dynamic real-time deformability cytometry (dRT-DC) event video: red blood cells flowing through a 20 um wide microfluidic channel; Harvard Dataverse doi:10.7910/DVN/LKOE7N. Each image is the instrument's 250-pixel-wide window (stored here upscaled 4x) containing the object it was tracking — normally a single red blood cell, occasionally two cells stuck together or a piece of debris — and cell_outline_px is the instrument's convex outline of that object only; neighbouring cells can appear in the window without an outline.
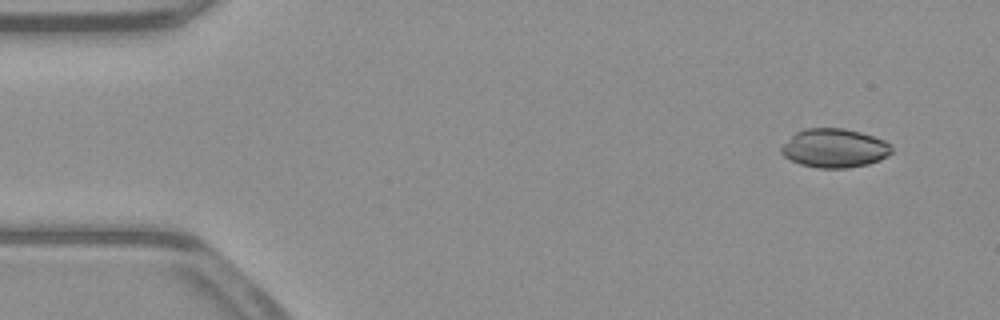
{"species": "common noctule bat (a hibernating species)", "species_latin": "Nyctalus noctula", "temperature_condition": "warm", "stored_images_in_passage": 52, "camera_frame_rate_fps": 3000, "um_per_image_px": 0.085, "animal": {"sex": "male", "body_mass_g": 23.1, "forearm_length_mm": 52.7}, "frame": {"image": 1, "passage_image": 4, "time_ms": 1.0, "image_size_px": [1000, 320], "cell_outline_px": [[892, 152], [888, 156], [880, 160], [868, 164], [848, 168], [816, 168], [800, 164], [784, 156], [780, 152], [780, 148], [796, 132], [804, 128], [844, 128], [860, 132], [884, 140], [892, 144]], "centroid_in_image_um": [70.95, 12.6], "position_along_channel_um": 14.0, "area_um2": 25.09}}
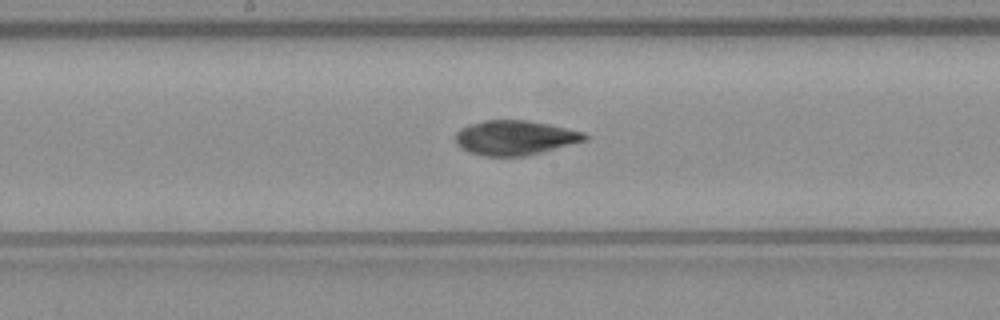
{"frame": {"image": 2, "passage_image": 27, "time_ms": 8.667, "image_size_px": [1000, 320], "cell_outline_px": [[588, 140], [524, 156], [480, 156], [468, 152], [460, 148], [456, 144], [456, 132], [460, 128], [468, 124], [484, 120], [528, 120], [548, 124], [584, 132], [588, 136]], "centroid_in_image_um": [43.73, 11.7], "position_along_channel_um": 204.5, "area_um2": 26.18}}
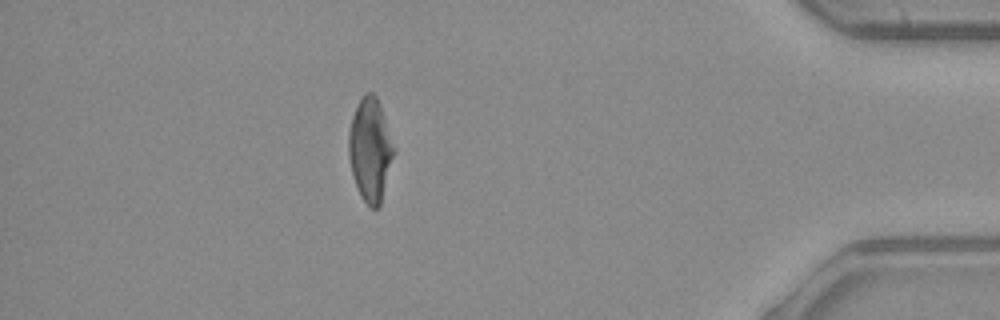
{"frame": {"image": 3, "passage_image": 46, "time_ms": 15.0, "image_size_px": [1000, 320], "cell_outline_px": [[396, 148], [380, 204], [376, 208], [372, 208], [364, 200], [352, 176], [348, 156], [348, 132], [352, 116], [364, 92], [372, 92], [376, 96], [380, 104]], "centroid_in_image_um": [31.47, 12.68], "position_along_channel_um": 403.7, "area_um2": 27.11}, "authors_computed_cell_mechanics": {"area_um2": 26.5013, "velocity_mm_per_s": 3.9553, "shape_relaxation_time_tau1_ms": null, "shape_relaxation_time_tau2_ms": 2.0434, "deformation_change_tau1": null, "deformation_change_tau2": 0.0699}}